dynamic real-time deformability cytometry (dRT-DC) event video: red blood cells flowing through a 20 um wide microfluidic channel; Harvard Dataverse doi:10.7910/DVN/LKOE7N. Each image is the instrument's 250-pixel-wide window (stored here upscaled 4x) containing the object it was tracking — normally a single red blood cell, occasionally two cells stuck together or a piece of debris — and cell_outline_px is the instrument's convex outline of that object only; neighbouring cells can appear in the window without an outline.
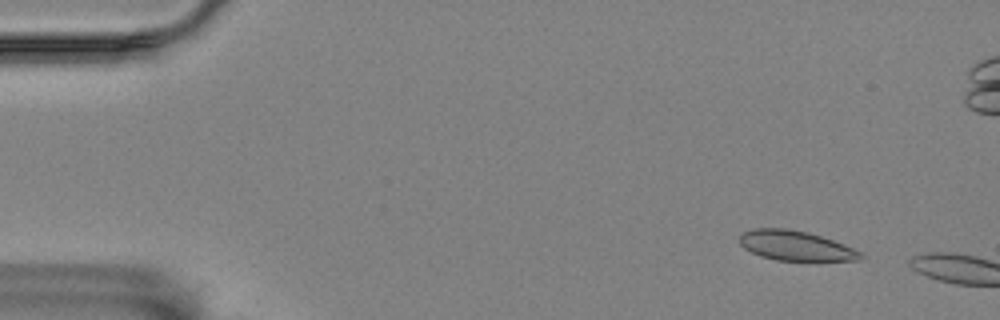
{"species": "Egyptian fruit bat (a non-hibernating species)", "species_latin": "Rousettus aegyptiacus", "temperature_condition": "room temperature", "stored_images_in_passage": 5, "camera_frame_rate_fps": 3000, "um_per_image_px": 0.085, "animal": {"sex": "female"}, "frame": {"image": 1, "passage_image": 2, "time_ms": 1.333, "image_size_px": [1000, 320], "cell_outline_px": [[864, 256], [860, 260], [816, 264], [776, 260], [760, 256], [744, 248], [740, 244], [740, 232], [752, 228], [788, 228], [808, 232], [844, 244], [864, 252]], "centroid_in_image_um": [67.72, 20.94], "position_along_channel_um": 17.3, "area_um2": 22.31}}